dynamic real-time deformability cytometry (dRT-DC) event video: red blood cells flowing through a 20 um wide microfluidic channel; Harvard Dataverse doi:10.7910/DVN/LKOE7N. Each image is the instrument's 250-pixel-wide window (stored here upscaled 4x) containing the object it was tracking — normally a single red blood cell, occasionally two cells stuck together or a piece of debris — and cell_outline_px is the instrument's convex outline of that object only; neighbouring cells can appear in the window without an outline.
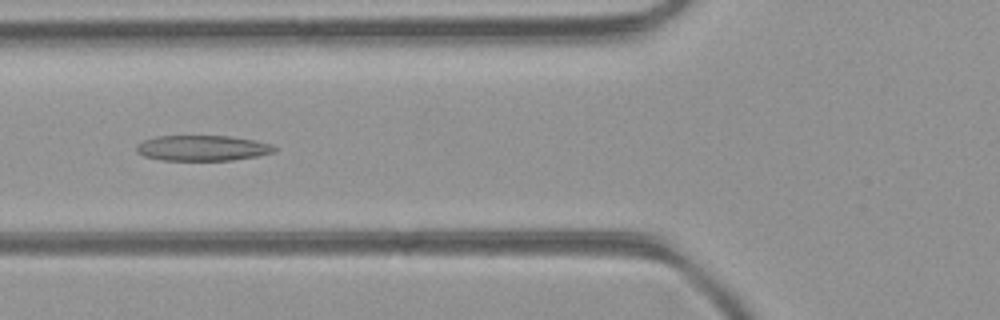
{"species": "common noctule bat (a hibernating species)", "species_latin": "Nyctalus noctula", "temperature_condition": "room temperature", "stored_images_in_passage": 5, "camera_frame_rate_fps": 3000, "um_per_image_px": 0.085, "animal": {"sex": "female", "body_mass_g": 21.9}, "frame": {"image": 1, "passage_image": 5, "time_ms": 1.333, "image_size_px": [1000, 320], "cell_outline_px": [[276, 152], [256, 156], [232, 160], [164, 160], [144, 156], [136, 152], [136, 144], [144, 140], [156, 136], [228, 136], [256, 140], [272, 144], [276, 148]], "centroid_in_image_um": [17.21, 12.58], "position_along_channel_um": 108.6, "area_um2": 20.52}}